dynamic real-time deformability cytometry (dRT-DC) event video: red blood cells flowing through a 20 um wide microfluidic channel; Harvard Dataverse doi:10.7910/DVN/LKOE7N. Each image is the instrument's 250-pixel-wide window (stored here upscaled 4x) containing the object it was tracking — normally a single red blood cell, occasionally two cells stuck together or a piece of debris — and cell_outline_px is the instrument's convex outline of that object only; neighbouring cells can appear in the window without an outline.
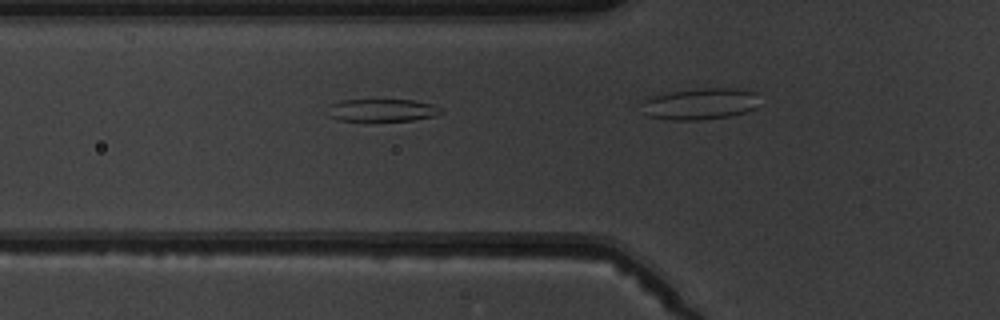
{"species": "common noctule bat (a hibernating species)", "species_latin": "Nyctalus noctula", "temperature_condition": "warm", "stored_images_in_passage": 7, "camera_frame_rate_fps": 3000, "um_per_image_px": 0.085, "animal": {"sex": "male", "body_mass_g": 19.5, "forearm_length_mm": 54.6}, "frame": {"image": 1, "passage_image": 4, "time_ms": 3.333, "image_size_px": [1000, 320], "cell_outline_px": [[444, 112], [436, 116], [412, 120], [340, 120], [328, 116], [332, 104], [344, 100], [412, 100], [432, 104], [440, 108]], "centroid_in_image_um": [32.55, 9.36], "position_along_channel_um": 93.2, "area_um2": 14.51}}
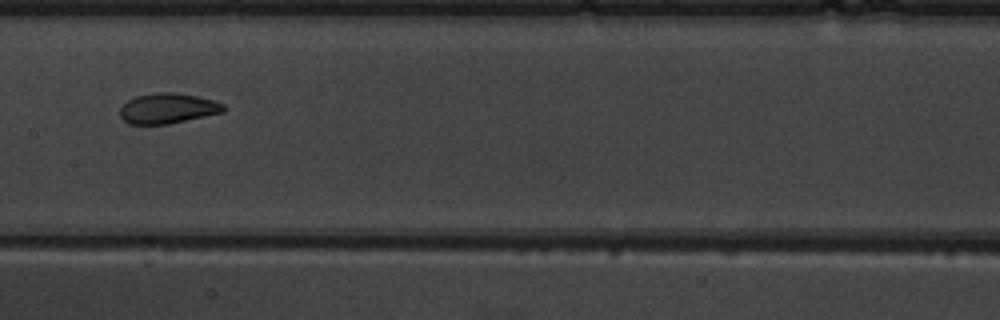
{"frame": {"image": 2, "passage_image": 7, "time_ms": 6.667, "image_size_px": [1000, 320], "cell_outline_px": [[224, 112], [168, 124], [128, 124], [120, 116], [120, 108], [128, 100], [136, 96], [160, 92], [172, 92], [196, 96], [212, 100], [224, 104]], "centroid_in_image_um": [14.24, 9.22], "position_along_channel_um": 193.2, "area_um2": 18.09}}